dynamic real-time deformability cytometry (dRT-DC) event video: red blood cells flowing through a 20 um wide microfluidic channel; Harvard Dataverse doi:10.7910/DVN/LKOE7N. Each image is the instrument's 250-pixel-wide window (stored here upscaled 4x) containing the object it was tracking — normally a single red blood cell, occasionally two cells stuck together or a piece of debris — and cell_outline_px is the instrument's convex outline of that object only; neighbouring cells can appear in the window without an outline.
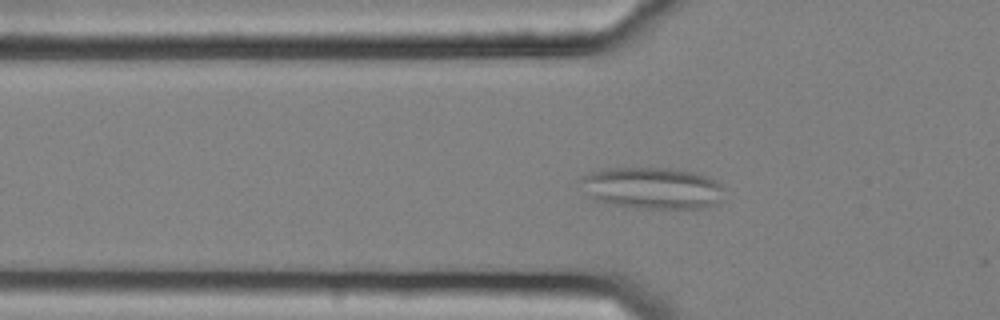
{"species": "common noctule bat (a hibernating species)", "species_latin": "Nyctalus noctula", "temperature_condition": "cold", "stored_images_in_passage": 41, "camera_frame_rate_fps": 3000, "um_per_image_px": 0.085, "animal": {"sex": "female", "body_mass_g": 25.1}, "frame": {"image": 1, "passage_image": 12, "time_ms": 3.667, "image_size_px": [1000, 320], "cell_outline_px": [[724, 188], [720, 200], [716, 204], [700, 208], [632, 208], [612, 204], [596, 200], [588, 196], [576, 184], [580, 176], [592, 172], [608, 168], [672, 168], [692, 172], [716, 180]], "centroid_in_image_um": [55.36, 15.98], "position_along_channel_um": 70.4, "area_um2": 35.14}, "authors_computed_cell_mechanics": {"area_um2": 25.3164, "velocity_mm_per_s": 3.6156, "shape_relaxation_time_tau1_ms": null, "shape_relaxation_time_tau2_ms": 8.0028, "deformation_change_tau1": null, "deformation_change_tau2": 0.1469}}